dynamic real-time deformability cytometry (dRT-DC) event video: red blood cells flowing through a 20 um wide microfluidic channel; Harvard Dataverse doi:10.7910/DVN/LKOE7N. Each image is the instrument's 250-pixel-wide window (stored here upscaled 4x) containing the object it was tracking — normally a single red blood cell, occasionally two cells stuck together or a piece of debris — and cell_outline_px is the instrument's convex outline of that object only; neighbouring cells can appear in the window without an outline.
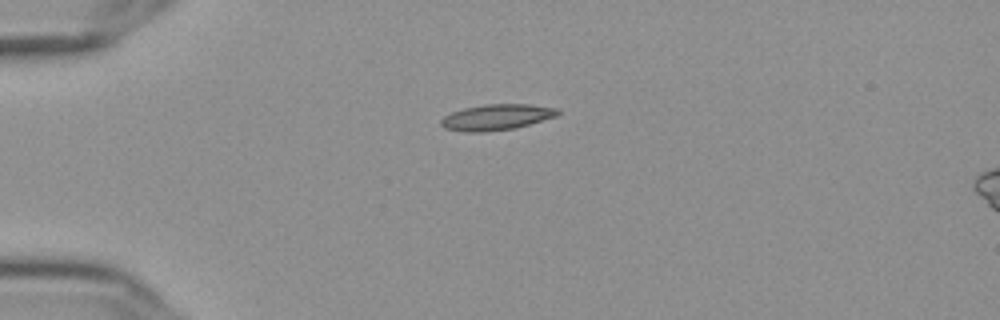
{"species": "Egyptian fruit bat (a non-hibernating species)", "species_latin": "Rousettus aegyptiacus", "temperature_condition": "cold", "stored_images_in_passage": 12, "segment_of_instrument_passage": [2, 2], "camera_frame_rate_fps": 3000, "um_per_image_px": 0.085, "frame": {"image": 1, "passage_image": 12, "time_ms": 3.667, "image_size_px": [1000, 320], "cell_outline_px": [[560, 112], [556, 116], [528, 124], [512, 128], [484, 132], [464, 132], [444, 128], [440, 124], [440, 120], [444, 116], [452, 112], [464, 108], [484, 104], [528, 104], [560, 108]], "centroid_in_image_um": [42.18, 9.95], "position_along_channel_um": 42.8, "area_um2": 17.51}}